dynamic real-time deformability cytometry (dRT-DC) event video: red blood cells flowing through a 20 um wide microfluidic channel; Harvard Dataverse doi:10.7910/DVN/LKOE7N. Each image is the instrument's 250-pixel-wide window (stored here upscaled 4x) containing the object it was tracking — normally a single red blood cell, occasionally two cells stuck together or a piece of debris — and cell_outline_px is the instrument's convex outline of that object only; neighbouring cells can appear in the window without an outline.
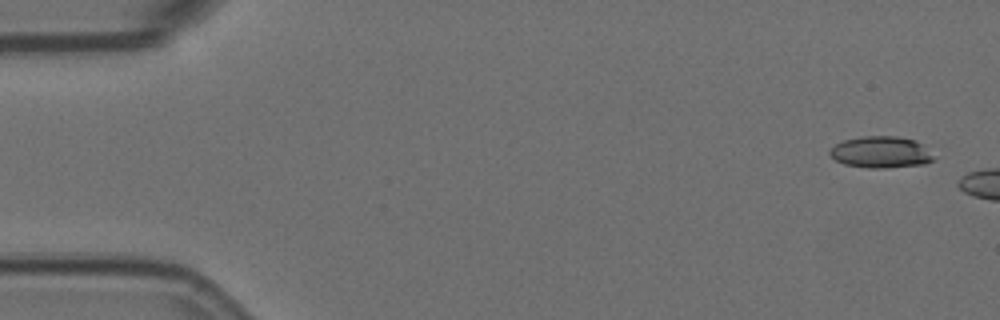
{"species": "Egyptian fruit bat (a non-hibernating species)", "species_latin": "Rousettus aegyptiacus", "temperature_condition": "room temperature", "stored_images_in_passage": 3, "camera_frame_rate_fps": 3000, "um_per_image_px": 0.085, "animal": {"sex": "female"}, "frame": {"image": 1, "passage_image": 1, "time_ms": 0.0, "image_size_px": [1000, 320], "cell_outline_px": [[932, 160], [924, 164], [884, 168], [868, 168], [844, 164], [836, 160], [828, 152], [836, 144], [844, 140], [860, 136], [896, 136], [916, 140], [932, 156]], "centroid_in_image_um": [74.83, 12.93], "position_along_channel_um": 10.2, "area_um2": 18.79}}